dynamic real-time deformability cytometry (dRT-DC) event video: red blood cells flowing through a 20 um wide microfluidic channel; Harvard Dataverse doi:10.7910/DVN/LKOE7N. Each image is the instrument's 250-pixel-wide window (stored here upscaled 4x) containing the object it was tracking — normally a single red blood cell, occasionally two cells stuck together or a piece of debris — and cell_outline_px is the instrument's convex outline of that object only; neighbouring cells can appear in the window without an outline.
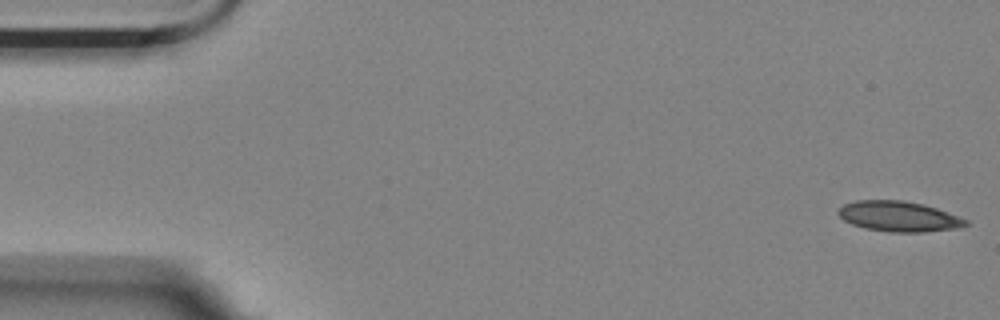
{"species": "Egyptian fruit bat (a non-hibernating species)", "species_latin": "Rousettus aegyptiacus", "temperature_condition": "room temperature", "stored_images_in_passage": 12, "camera_frame_rate_fps": 3000, "um_per_image_px": 0.085, "animal": {"sex": "female"}, "frame": {"image": 1, "passage_image": 1, "time_ms": 0.0, "image_size_px": [1000, 320], "cell_outline_px": [[968, 224], [960, 228], [924, 232], [888, 232], [864, 228], [852, 224], [844, 220], [836, 212], [844, 204], [856, 200], [904, 200], [924, 204], [936, 208], [968, 220]], "centroid_in_image_um": [76.39, 18.39], "position_along_channel_um": 8.6, "area_um2": 22.6}}